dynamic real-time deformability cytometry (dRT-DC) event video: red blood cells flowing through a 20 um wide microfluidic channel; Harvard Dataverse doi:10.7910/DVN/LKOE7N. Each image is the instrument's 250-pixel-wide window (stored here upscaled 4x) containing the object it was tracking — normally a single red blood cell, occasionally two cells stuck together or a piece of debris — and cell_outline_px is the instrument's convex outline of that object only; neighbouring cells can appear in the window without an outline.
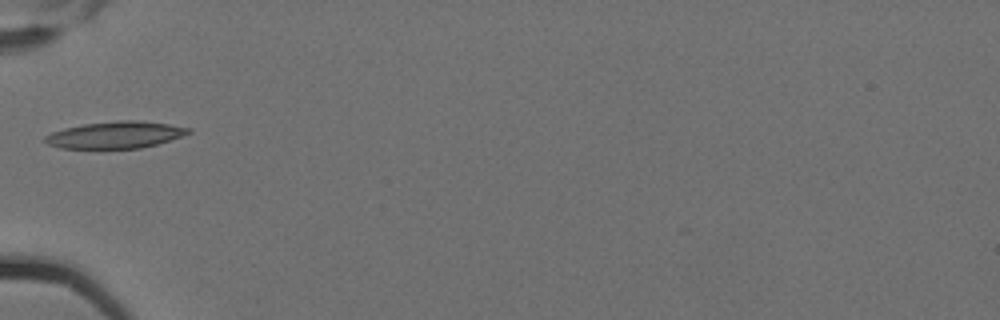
{"species": "Egyptian fruit bat (a non-hibernating species)", "species_latin": "Rousettus aegyptiacus", "temperature_condition": "cold", "stored_images_in_passage": 5, "camera_frame_rate_fps": 3000, "um_per_image_px": 0.085, "animal": {"sex": "female"}, "frame": {"image": 1, "passage_image": 3, "time_ms": 0.667, "image_size_px": [1000, 320], "cell_outline_px": [[192, 132], [156, 144], [140, 148], [60, 148], [48, 144], [44, 140], [44, 136], [52, 132], [64, 128], [84, 124], [116, 120], [140, 120], [168, 124], [192, 128]], "centroid_in_image_um": [9.79, 11.45], "position_along_channel_um": 75.2, "area_um2": 22.31}}